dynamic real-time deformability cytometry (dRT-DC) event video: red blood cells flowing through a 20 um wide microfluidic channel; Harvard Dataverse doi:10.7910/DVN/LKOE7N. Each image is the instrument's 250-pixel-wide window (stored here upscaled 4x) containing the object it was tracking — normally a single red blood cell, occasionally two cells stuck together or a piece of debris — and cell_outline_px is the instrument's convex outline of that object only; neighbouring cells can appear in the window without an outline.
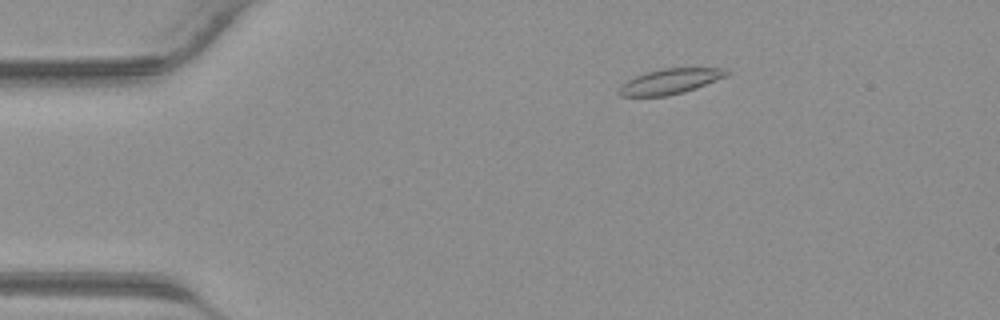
{"species": "common noctule bat (a hibernating species)", "species_latin": "Nyctalus noctula", "temperature_condition": "warm", "stored_images_in_passage": 39, "camera_frame_rate_fps": 3000, "um_per_image_px": 0.085, "animal": {"sex": "male", "body_mass_g": 23.1, "forearm_length_mm": 52.7}, "frame": {"image": 1, "passage_image": 5, "time_ms": 1.333, "image_size_px": [1000, 320], "cell_outline_px": [[732, 72], [728, 76], [696, 88], [684, 92], [668, 96], [620, 96], [616, 92], [620, 84], [636, 76], [660, 68], [720, 68]], "centroid_in_image_um": [56.95, 6.92], "position_along_channel_um": 28.0, "area_um2": 15.95}}
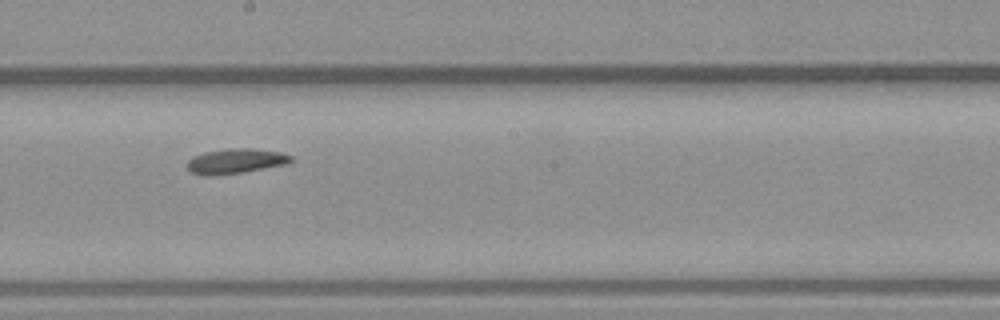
{"frame": {"image": 2, "passage_image": 21, "time_ms": 6.667, "image_size_px": [1000, 320], "cell_outline_px": [[292, 160], [288, 164], [240, 172], [212, 176], [204, 176], [192, 172], [188, 168], [188, 160], [192, 156], [204, 152], [228, 148], [252, 148], [280, 152], [292, 156]], "centroid_in_image_um": [20.01, 13.68], "position_along_channel_um": 228.2, "area_um2": 15.03}}
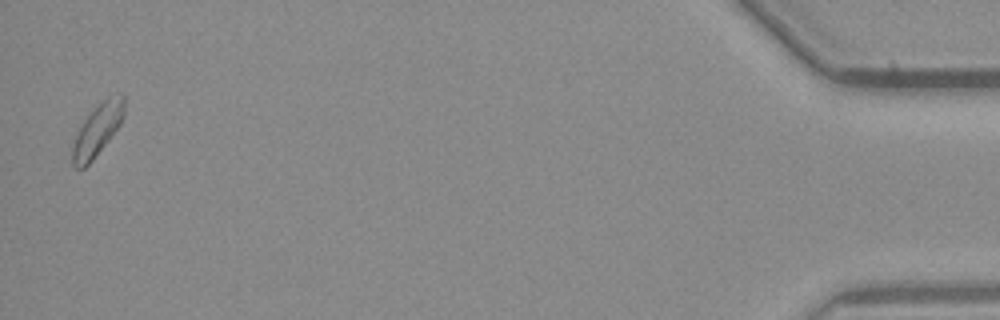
{"frame": {"image": 3, "passage_image": 39, "time_ms": 12.667, "image_size_px": [1000, 320], "cell_outline_px": [[124, 116], [120, 124], [108, 140], [92, 160], [84, 168], [76, 168], [72, 164], [72, 148], [76, 136], [84, 120], [108, 96], [120, 92], [124, 92]], "centroid_in_image_um": [8.31, 11.02], "position_along_channel_um": 426.9, "area_um2": 15.2}}